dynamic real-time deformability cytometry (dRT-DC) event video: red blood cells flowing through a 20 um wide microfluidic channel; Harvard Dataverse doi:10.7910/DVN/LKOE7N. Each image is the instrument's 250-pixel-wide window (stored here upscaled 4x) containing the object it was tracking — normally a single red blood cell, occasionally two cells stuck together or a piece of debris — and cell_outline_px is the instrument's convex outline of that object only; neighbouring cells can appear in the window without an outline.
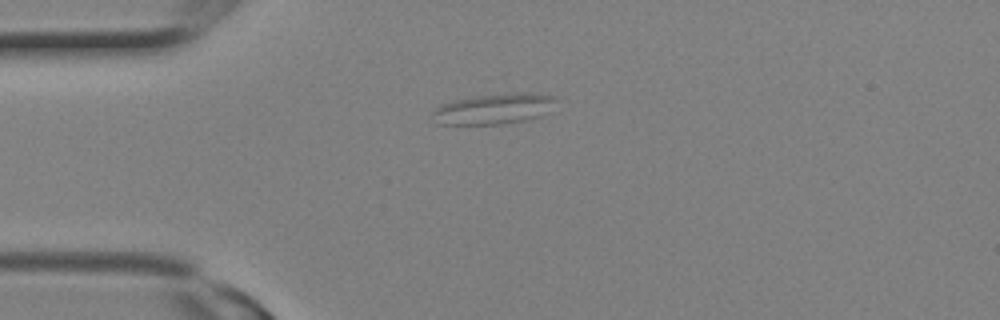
{"species": "Egyptian fruit bat (a non-hibernating species)", "species_latin": "Rousettus aegyptiacus", "temperature_condition": "room temperature", "stored_images_in_passage": 3, "camera_frame_rate_fps": 3000, "um_per_image_px": 0.085, "animal": {"sex": "female"}, "frame": {"image": 1, "passage_image": 3, "time_ms": 0.667, "image_size_px": [1000, 320], "cell_outline_px": [[560, 100], [552, 112], [540, 116], [524, 120], [500, 124], [436, 124], [432, 112], [440, 104], [472, 96], [500, 92], [532, 92], [556, 96]], "centroid_in_image_um": [42.1, 9.22], "position_along_channel_um": 42.9, "area_um2": 22.77}}